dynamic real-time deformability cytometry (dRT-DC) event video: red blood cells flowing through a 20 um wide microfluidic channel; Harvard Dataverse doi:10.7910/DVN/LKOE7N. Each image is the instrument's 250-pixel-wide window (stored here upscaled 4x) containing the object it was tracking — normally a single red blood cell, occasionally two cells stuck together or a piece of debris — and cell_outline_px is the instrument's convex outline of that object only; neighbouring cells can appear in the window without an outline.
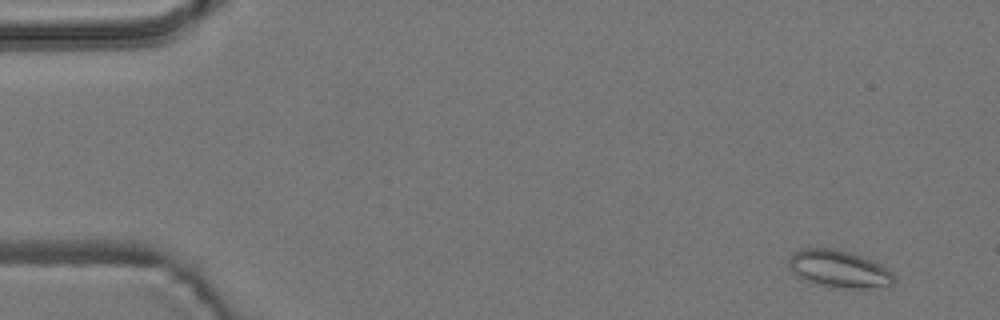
{"species": "common noctule bat (a hibernating species)", "species_latin": "Nyctalus noctula", "temperature_condition": "room temperature", "stored_images_in_passage": 56, "camera_frame_rate_fps": 3000, "um_per_image_px": 0.085, "animal": {"sex": "male", "body_mass_g": 19.2, "forearm_length_mm": 51.8}, "frame": {"image": 1, "passage_image": 4, "time_ms": 1.0, "image_size_px": [1000, 320], "cell_outline_px": [[896, 280], [892, 284], [864, 288], [832, 288], [812, 284], [796, 276], [792, 272], [788, 264], [788, 260], [792, 252], [800, 248], [832, 248], [848, 252], [872, 260], [880, 264], [892, 272]], "centroid_in_image_um": [71.24, 22.86], "position_along_channel_um": 13.8, "area_um2": 23.12}}
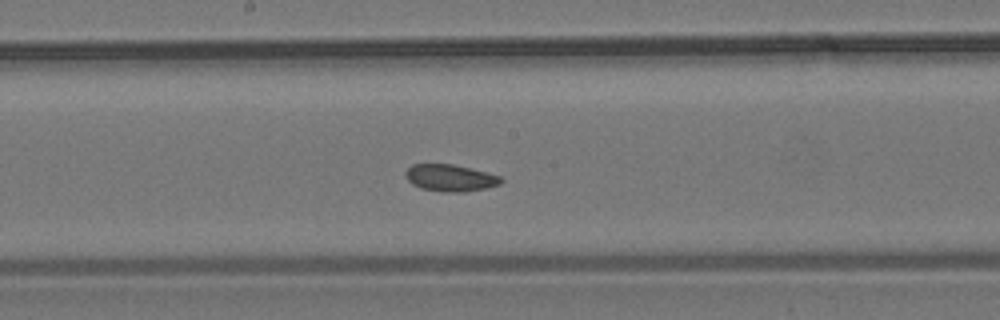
{"frame": {"image": 2, "passage_image": 30, "time_ms": 9.667, "image_size_px": [1000, 320], "cell_outline_px": [[504, 180], [500, 184], [484, 188], [464, 192], [444, 192], [420, 188], [412, 184], [408, 180], [404, 172], [412, 164], [452, 164], [488, 172], [500, 176]], "centroid_in_image_um": [38.27, 15.12], "position_along_channel_um": 209.9, "area_um2": 14.97}}
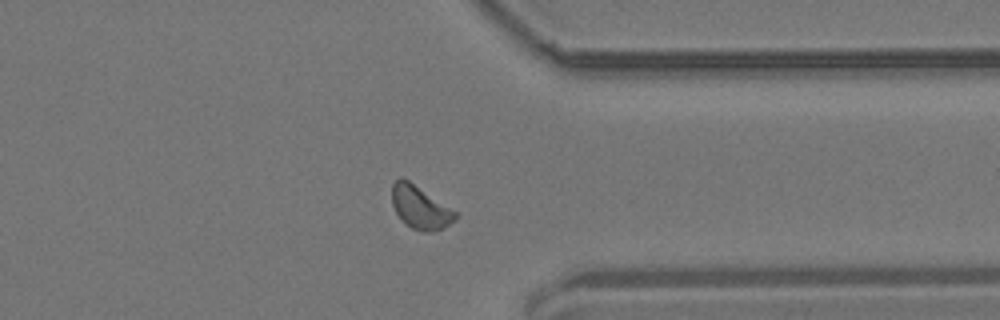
{"frame": {"image": 3, "passage_image": 44, "time_ms": 14.333, "image_size_px": [1000, 320], "cell_outline_px": [[460, 216], [456, 220], [444, 228], [432, 232], [424, 232], [412, 228], [396, 212], [392, 204], [392, 184], [400, 176], [408, 180], [456, 212]], "centroid_in_image_um": [35.73, 17.64], "position_along_channel_um": 375.7, "area_um2": 15.61}, "authors_computed_cell_mechanics": {"area_um2": 15.5482, "velocity_mm_per_s": 3.6535, "shape_relaxation_time_tau1_ms": null, "shape_relaxation_time_tau2_ms": 2.0006, "deformation_change_tau1": null, "deformation_change_tau2": 0.0713}}